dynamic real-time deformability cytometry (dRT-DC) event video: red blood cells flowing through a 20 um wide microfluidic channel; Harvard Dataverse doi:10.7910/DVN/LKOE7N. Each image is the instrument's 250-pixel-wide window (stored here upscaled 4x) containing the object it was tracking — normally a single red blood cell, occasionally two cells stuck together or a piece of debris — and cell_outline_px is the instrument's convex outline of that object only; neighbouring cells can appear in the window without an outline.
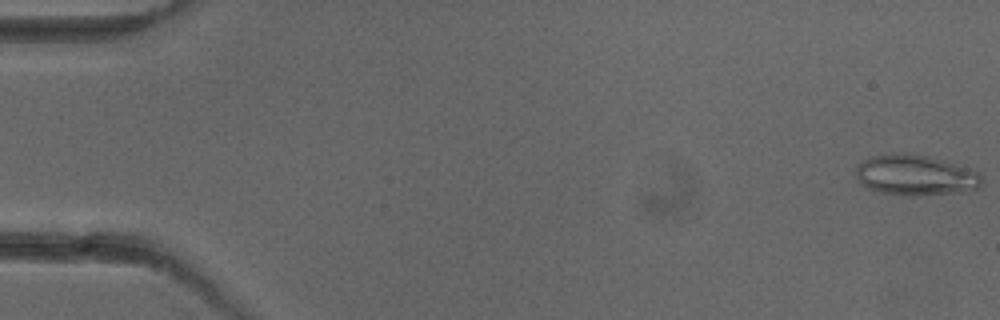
{"species": "common noctule bat (a hibernating species)", "species_latin": "Nyctalus noctula", "temperature_condition": "cold", "stored_images_in_passage": 4, "camera_frame_rate_fps": 3000, "um_per_image_px": 0.085, "animal": {"sex": "female"}, "frame": {"image": 1, "passage_image": 1, "time_ms": 0.0, "image_size_px": [1000, 320], "cell_outline_px": [[980, 188], [964, 192], [916, 196], [908, 196], [880, 192], [868, 188], [856, 176], [856, 168], [864, 160], [872, 156], [904, 152], [928, 156], [980, 172]], "centroid_in_image_um": [77.83, 14.9], "position_along_channel_um": 7.2, "area_um2": 29.54}}